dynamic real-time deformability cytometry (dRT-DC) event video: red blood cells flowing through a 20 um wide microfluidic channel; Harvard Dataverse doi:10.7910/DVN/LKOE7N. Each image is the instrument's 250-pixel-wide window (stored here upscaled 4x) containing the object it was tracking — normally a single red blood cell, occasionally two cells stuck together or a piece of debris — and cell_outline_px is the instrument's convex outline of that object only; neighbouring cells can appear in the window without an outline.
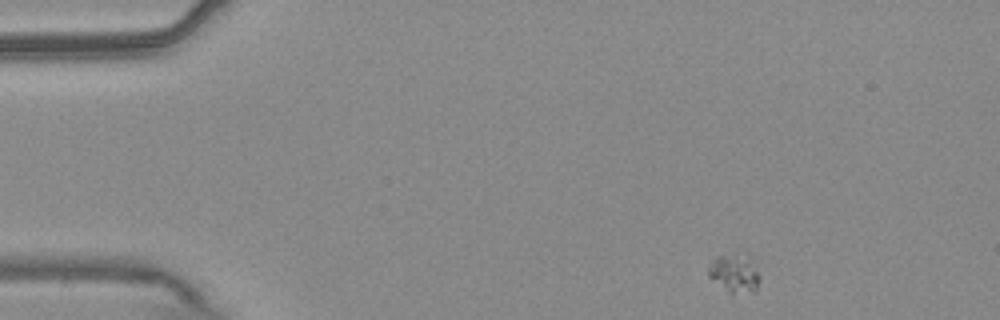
{"species": "common noctule bat (a hibernating species)", "species_latin": "Nyctalus noctula", "temperature_condition": "warm", "stored_images_in_passage": 49, "camera_frame_rate_fps": 3000, "um_per_image_px": 0.085, "animal": {"sex": "male", "body_mass_g": 20.4}, "frame": {"image": 1, "passage_image": 1, "time_ms": 0.0, "image_size_px": [1000, 320], "cell_outline_px": [[756, 288], [752, 292], [728, 292], [708, 276], [708, 268], [716, 256], [724, 256], [752, 260], [756, 272]], "centroid_in_image_um": [62.35, 23.29], "position_along_channel_um": 22.7, "area_um2": 10.23}}
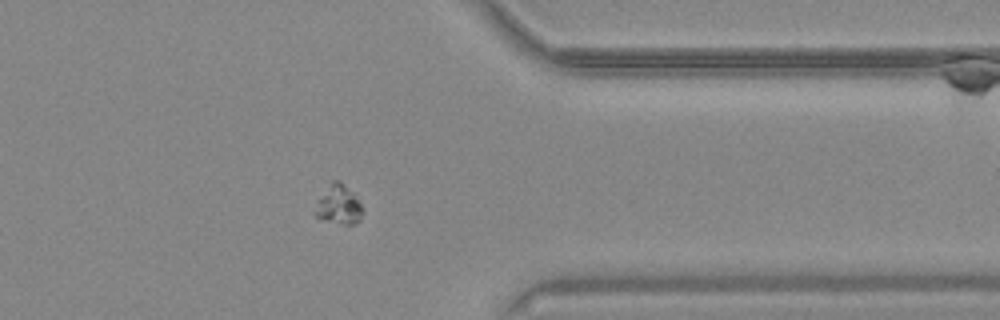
{"frame": {"image": 2, "passage_image": 38, "time_ms": 12.333, "image_size_px": [1000, 320], "cell_outline_px": [[364, 208], [360, 220], [356, 224], [344, 224], [324, 220], [316, 216], [316, 212], [320, 200], [332, 180], [340, 180], [352, 192]], "centroid_in_image_um": [28.87, 17.42], "position_along_channel_um": 382.5, "area_um2": 10.4}}
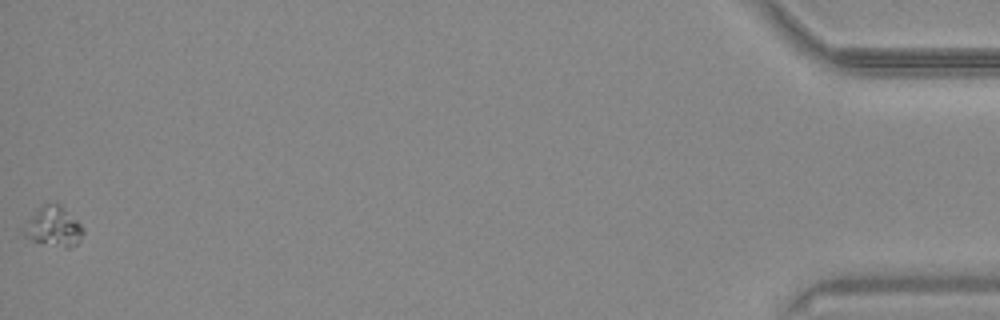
{"frame": {"image": 3, "passage_image": 49, "time_ms": 16.0, "image_size_px": [1000, 320], "cell_outline_px": [[84, 232], [80, 240], [76, 244], [68, 248], [32, 240], [24, 236], [24, 232], [28, 220], [40, 204], [60, 204], [84, 228]], "centroid_in_image_um": [4.57, 19.25], "position_along_channel_um": 430.6, "area_um2": 13.41}, "authors_computed_cell_mechanics": {"area_um2": 10.404, "velocity_mm_per_s": 3.6674, "shape_relaxation_time_tau1_ms": null, "shape_relaxation_time_tau2_ms": 11.2807, "deformation_change_tau1": null, "deformation_change_tau2": 0.108}}